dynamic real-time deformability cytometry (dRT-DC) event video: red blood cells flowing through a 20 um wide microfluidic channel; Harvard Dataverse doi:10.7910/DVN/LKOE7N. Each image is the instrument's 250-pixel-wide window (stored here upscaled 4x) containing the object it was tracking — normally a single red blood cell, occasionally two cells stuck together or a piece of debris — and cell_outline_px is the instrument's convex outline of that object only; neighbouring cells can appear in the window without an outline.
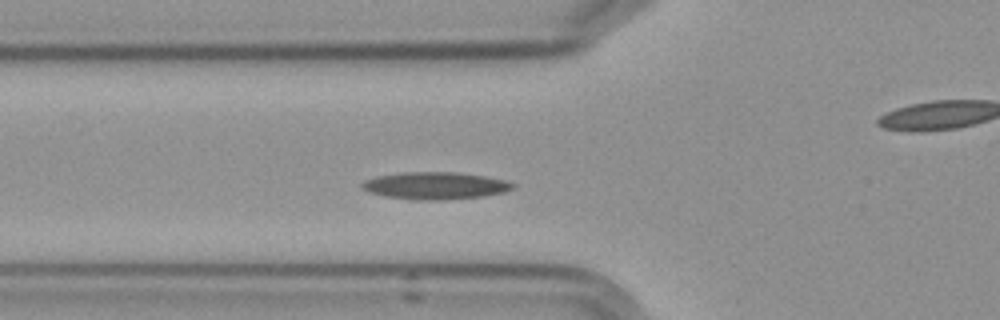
{"species": "Egyptian fruit bat (a non-hibernating species)", "species_latin": "Rousettus aegyptiacus", "temperature_condition": "cold", "stored_images_in_passage": 4, "segment_of_instrument_passage": [1, 2], "camera_frame_rate_fps": 3000, "um_per_image_px": 0.085, "frame": {"image": 1, "passage_image": 3, "time_ms": 2.333, "image_size_px": [1000, 320], "cell_outline_px": [[516, 184], [512, 188], [504, 192], [484, 196], [436, 200], [416, 200], [384, 196], [368, 192], [360, 188], [360, 184], [364, 180], [376, 176], [404, 172], [456, 172], [484, 176], [504, 180]], "centroid_in_image_um": [36.93, 15.78], "position_along_channel_um": 88.9, "area_um2": 23.93}}